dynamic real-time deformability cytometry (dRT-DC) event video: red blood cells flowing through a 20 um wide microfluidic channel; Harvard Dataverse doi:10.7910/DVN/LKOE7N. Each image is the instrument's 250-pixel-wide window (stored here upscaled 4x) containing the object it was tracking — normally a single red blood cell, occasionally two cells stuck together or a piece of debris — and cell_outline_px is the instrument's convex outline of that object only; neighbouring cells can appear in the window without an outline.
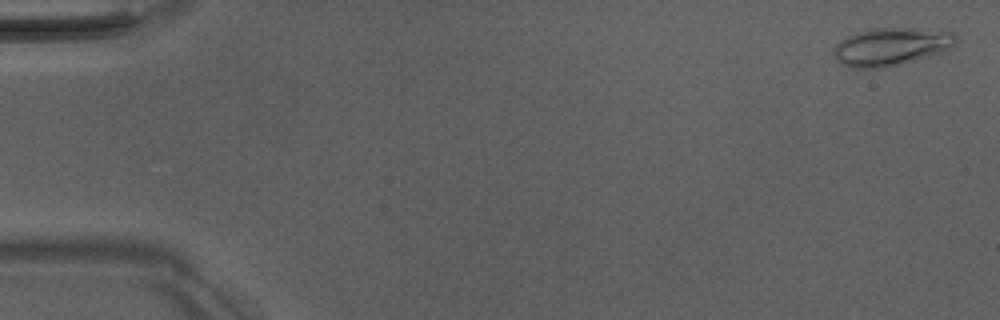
{"species": "Egyptian fruit bat (a non-hibernating species)", "species_latin": "Rousettus aegyptiacus", "temperature_condition": "room temperature", "stored_images_in_passage": 5, "camera_frame_rate_fps": 3000, "um_per_image_px": 0.085, "animal": {"sex": "male"}, "frame": {"image": 1, "passage_image": 1, "time_ms": 0.0, "image_size_px": [1000, 320], "cell_outline_px": [[956, 44], [940, 52], [928, 56], [884, 68], [852, 68], [840, 64], [836, 60], [832, 52], [832, 48], [840, 40], [856, 32], [868, 28], [940, 28], [956, 32]], "centroid_in_image_um": [75.74, 3.93], "position_along_channel_um": 9.3, "area_um2": 27.46}}